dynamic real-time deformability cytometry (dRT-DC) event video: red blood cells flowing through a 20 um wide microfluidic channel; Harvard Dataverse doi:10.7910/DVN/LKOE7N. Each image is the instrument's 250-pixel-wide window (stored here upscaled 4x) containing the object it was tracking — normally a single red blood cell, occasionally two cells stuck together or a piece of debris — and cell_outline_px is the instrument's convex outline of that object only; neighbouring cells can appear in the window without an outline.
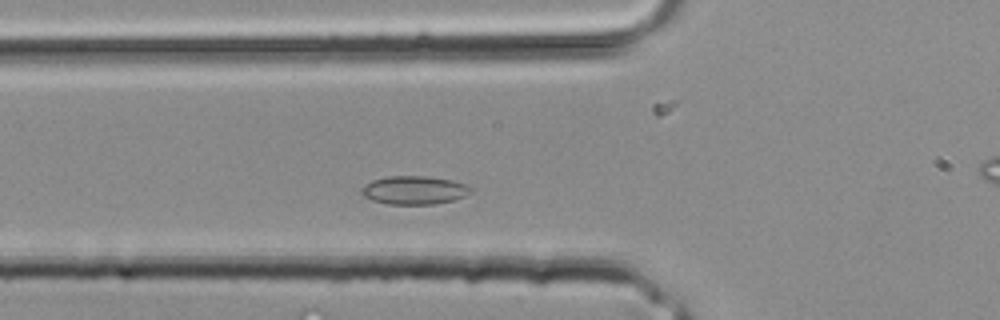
{"species": "common noctule bat (a hibernating species)", "species_latin": "Nyctalus noctula", "temperature_condition": "room temperature", "stored_images_in_passage": 5, "camera_frame_rate_fps": 3000, "um_per_image_px": 0.085, "animal": {"sex": "male", "body_mass_g": 20.4}, "frame": {"image": 1, "passage_image": 4, "time_ms": 1.0, "image_size_px": [1000, 320], "cell_outline_px": [[472, 192], [464, 196], [452, 200], [432, 204], [388, 204], [372, 200], [364, 196], [360, 192], [360, 188], [364, 184], [372, 180], [388, 176], [428, 176], [452, 180], [468, 184], [472, 188]], "centroid_in_image_um": [35.2, 16.15], "position_along_channel_um": 90.6, "area_um2": 18.21}}